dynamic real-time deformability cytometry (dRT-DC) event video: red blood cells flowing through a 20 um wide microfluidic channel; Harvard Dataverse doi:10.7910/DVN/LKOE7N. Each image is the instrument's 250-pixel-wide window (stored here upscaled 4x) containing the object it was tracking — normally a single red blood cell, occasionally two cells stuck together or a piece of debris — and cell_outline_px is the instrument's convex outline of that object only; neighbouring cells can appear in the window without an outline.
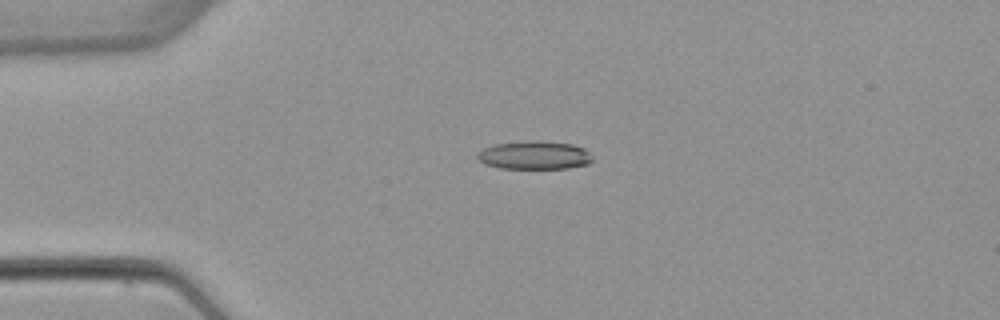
{"species": "common noctule bat (a hibernating species)", "species_latin": "Nyctalus noctula", "temperature_condition": "warm", "stored_images_in_passage": 5, "camera_frame_rate_fps": 3000, "um_per_image_px": 0.085, "animal": {"sex": "female", "body_mass_g": 22.7, "forearm_length_mm": 54.2}, "frame": {"image": 1, "passage_image": 4, "time_ms": 3.667, "image_size_px": [1000, 320], "cell_outline_px": [[592, 160], [588, 164], [568, 168], [500, 168], [484, 164], [476, 156], [484, 148], [496, 144], [524, 140], [536, 140], [572, 144], [584, 148], [592, 156]], "centroid_in_image_um": [45.44, 13.18], "position_along_channel_um": 39.6, "area_um2": 18.96}}